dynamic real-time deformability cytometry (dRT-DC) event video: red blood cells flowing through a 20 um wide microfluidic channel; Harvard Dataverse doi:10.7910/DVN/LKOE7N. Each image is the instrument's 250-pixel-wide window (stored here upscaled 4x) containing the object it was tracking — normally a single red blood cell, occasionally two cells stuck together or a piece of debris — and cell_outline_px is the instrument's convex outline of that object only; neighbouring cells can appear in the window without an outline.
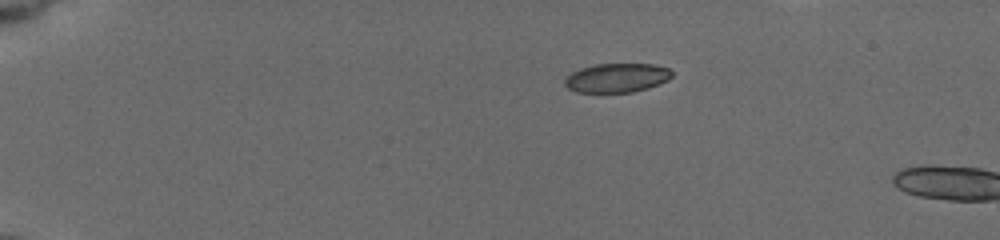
{"species": "common noctule bat (a hibernating species)", "species_latin": "Nyctalus noctula", "temperature_condition": "cold", "stored_images_in_passage": 4, "camera_frame_rate_fps": 3000, "um_per_image_px": 0.085, "animal": {"sex": "female", "body_mass_g": 19.5, "forearm_length_mm": 54.1}, "frame": {"image": 1, "passage_image": 1, "time_ms": 0.0, "image_size_px": [1000, 240], "cell_outline_px": [[672, 76], [668, 80], [660, 84], [648, 88], [632, 92], [576, 92], [568, 88], [564, 84], [564, 80], [572, 72], [580, 68], [596, 64], [656, 64], [668, 68], [672, 72]], "centroid_in_image_um": [52.45, 6.61], "position_along_channel_um": 32.6, "area_um2": 18.21}}